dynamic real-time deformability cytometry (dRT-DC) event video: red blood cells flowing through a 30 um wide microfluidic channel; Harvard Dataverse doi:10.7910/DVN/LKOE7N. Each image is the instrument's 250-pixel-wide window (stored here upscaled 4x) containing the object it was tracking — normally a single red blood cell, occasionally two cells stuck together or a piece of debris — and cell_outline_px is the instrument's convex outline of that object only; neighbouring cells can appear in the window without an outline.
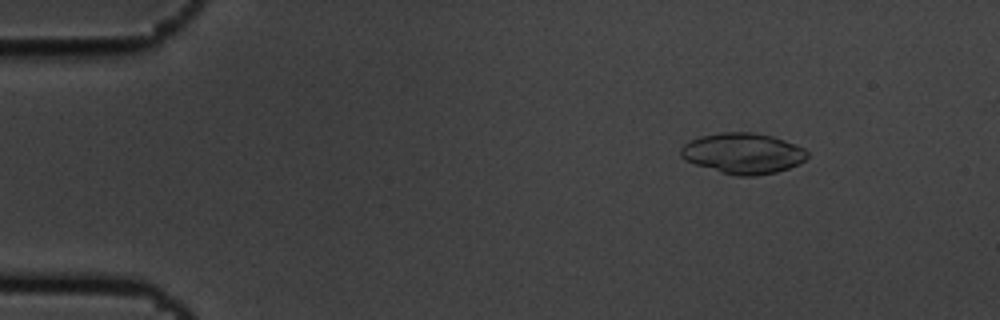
{"species": "common noctule bat (a hibernating species)", "species_latin": "Nyctalus noctula", "temperature_condition": "cold", "stored_images_in_passage": 6, "camera_frame_rate_fps": 3000, "um_per_image_px": 0.085, "animal": {"sex": "male", "body_mass_g": 19.5, "forearm_length_mm": 54.6}, "frame": {"image": 1, "passage_image": 3, "time_ms": 0.667, "image_size_px": [1000, 320], "cell_outline_px": [[808, 156], [800, 164], [776, 172], [756, 176], [736, 176], [720, 172], [684, 160], [680, 156], [680, 148], [684, 144], [700, 136], [720, 132], [752, 132], [772, 136], [796, 144], [804, 148], [808, 152]], "centroid_in_image_um": [63.16, 13.03], "position_along_channel_um": 21.8, "area_um2": 30.11}}